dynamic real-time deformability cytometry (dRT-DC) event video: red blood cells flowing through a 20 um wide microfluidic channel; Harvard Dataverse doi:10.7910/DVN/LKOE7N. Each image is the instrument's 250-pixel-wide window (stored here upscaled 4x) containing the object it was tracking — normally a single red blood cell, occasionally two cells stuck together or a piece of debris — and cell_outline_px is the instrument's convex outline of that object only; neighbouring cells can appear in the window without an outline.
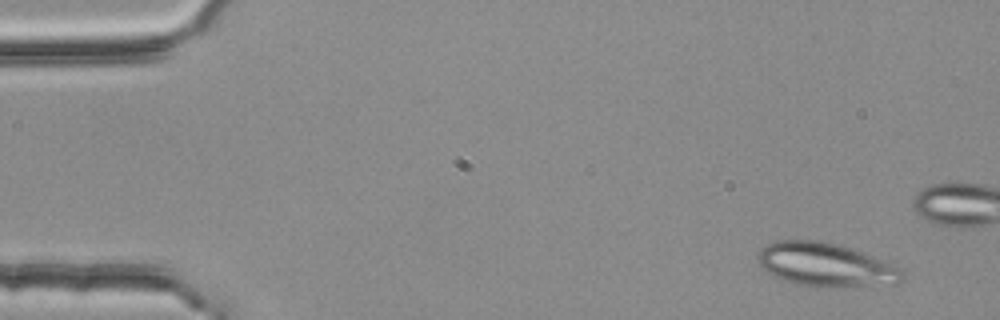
{"species": "common noctule bat (a hibernating species)", "species_latin": "Nyctalus noctula", "temperature_condition": "room temperature", "stored_images_in_passage": 4, "camera_frame_rate_fps": 3000, "um_per_image_px": 0.085, "animal": {"sex": "female", "body_mass_g": 25.1}, "frame": {"image": 1, "passage_image": 1, "time_ms": 0.0, "image_size_px": [1000, 320], "cell_outline_px": [[904, 280], [900, 284], [836, 288], [816, 288], [796, 284], [784, 280], [768, 272], [756, 264], [756, 256], [760, 248], [776, 240], [820, 240], [840, 244], [852, 248], [884, 260], [900, 268], [904, 272]], "centroid_in_image_um": [70.2, 22.52], "position_along_channel_um": 14.8, "area_um2": 37.8}}